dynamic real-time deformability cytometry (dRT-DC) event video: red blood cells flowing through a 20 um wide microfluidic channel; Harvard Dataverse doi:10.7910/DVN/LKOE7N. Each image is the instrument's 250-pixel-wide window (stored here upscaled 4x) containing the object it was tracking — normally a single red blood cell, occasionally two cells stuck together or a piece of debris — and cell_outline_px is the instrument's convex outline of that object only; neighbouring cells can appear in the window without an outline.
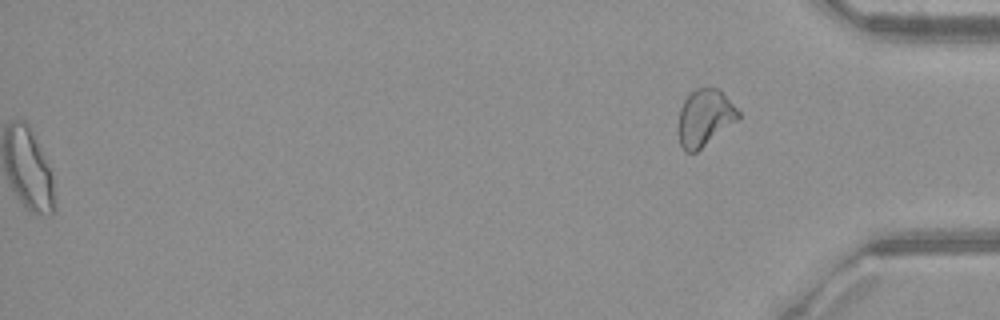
{"species": "common noctule bat (a hibernating species)", "species_latin": "Nyctalus noctula", "temperature_condition": "warm", "stored_images_in_passage": 55, "segment_of_instrument_passage": [2, 2], "camera_frame_rate_fps": 3000, "um_per_image_px": 0.085, "animal": {"sex": "female", "body_mass_g": 21.9}, "frame": {"image": 1, "passage_image": 55, "time_ms": 18.0, "image_size_px": [1000, 320], "cell_outline_px": [[740, 120], [696, 152], [684, 152], [680, 144], [680, 108], [684, 100], [696, 88], [716, 88], [740, 112]], "centroid_in_image_um": [59.93, 10.04], "position_along_channel_um": 375.3, "area_um2": 19.48}}